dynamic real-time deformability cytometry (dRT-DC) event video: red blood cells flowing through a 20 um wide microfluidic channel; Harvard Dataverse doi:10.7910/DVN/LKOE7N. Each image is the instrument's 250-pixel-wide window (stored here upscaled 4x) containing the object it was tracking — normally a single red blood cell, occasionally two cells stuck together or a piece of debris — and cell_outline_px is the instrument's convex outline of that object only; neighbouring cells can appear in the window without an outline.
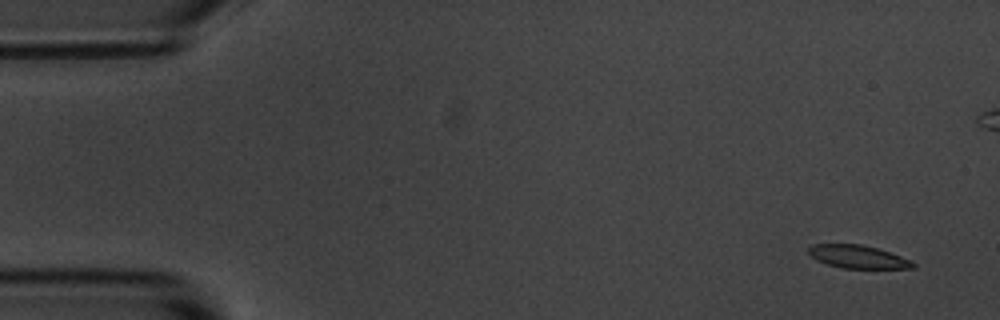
{"species": "common noctule bat (a hibernating species)", "species_latin": "Nyctalus noctula", "temperature_condition": "room temperature", "stored_images_in_passage": 8, "camera_frame_rate_fps": 3000, "um_per_image_px": 0.085, "animal": {"sex": "male", "body_mass_g": 20.1, "forearm_length_mm": 53.5}, "frame": {"image": 1, "passage_image": 1, "time_ms": 0.0, "image_size_px": [1000, 320], "cell_outline_px": [[916, 268], [840, 268], [816, 260], [808, 252], [808, 248], [812, 244], [860, 244], [876, 248], [900, 256], [916, 264]], "centroid_in_image_um": [72.88, 21.82], "position_along_channel_um": 12.1, "area_um2": 13.81}}
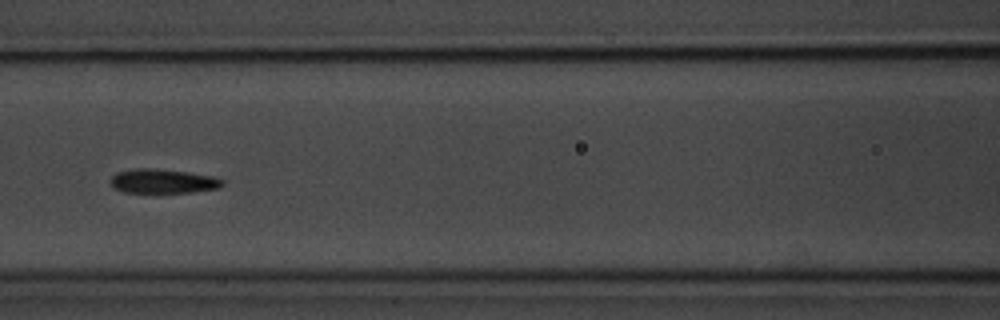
{"frame": {"image": 2, "passage_image": 7, "time_ms": 7.0, "image_size_px": [1000, 320], "cell_outline_px": [[224, 184], [220, 188], [192, 192], [124, 192], [112, 188], [112, 176], [116, 172], [136, 168], [152, 168], [188, 172], [216, 176], [224, 180]], "centroid_in_image_um": [13.89, 15.39], "position_along_channel_um": 152.7, "area_um2": 15.9}}
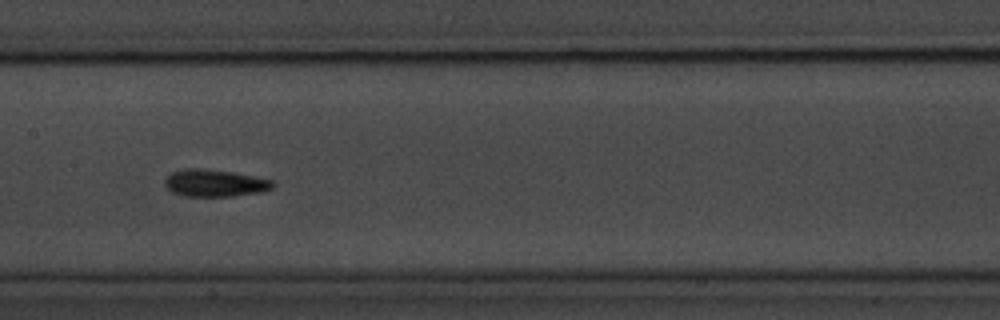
{"frame": {"image": 3, "passage_image": 8, "time_ms": 8.0, "image_size_px": [1000, 320], "cell_outline_px": [[276, 184], [272, 188], [260, 192], [232, 196], [184, 196], [172, 192], [164, 184], [164, 180], [172, 172], [184, 168], [200, 168], [232, 172], [272, 180]], "centroid_in_image_um": [18.24, 15.56], "position_along_channel_um": 189.2, "area_um2": 16.99}}